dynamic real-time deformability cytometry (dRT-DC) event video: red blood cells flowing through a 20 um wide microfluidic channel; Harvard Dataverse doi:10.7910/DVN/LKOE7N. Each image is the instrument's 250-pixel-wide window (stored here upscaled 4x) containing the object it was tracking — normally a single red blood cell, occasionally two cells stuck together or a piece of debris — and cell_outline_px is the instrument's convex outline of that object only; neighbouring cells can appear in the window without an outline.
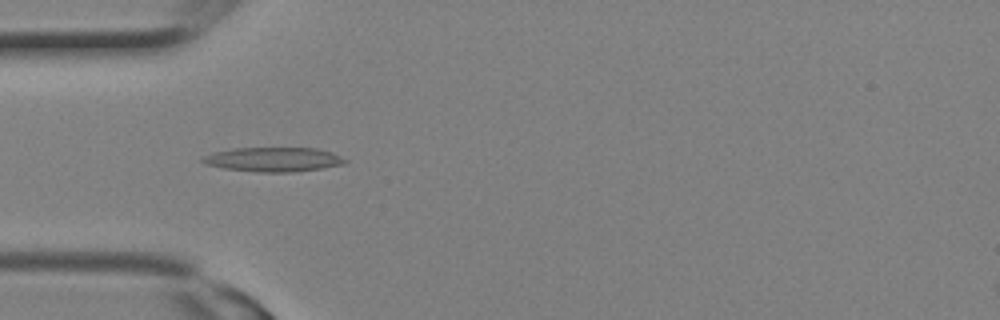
{"species": "Egyptian fruit bat (a non-hibernating species)", "species_latin": "Rousettus aegyptiacus", "temperature_condition": "room temperature", "stored_images_in_passage": 2, "camera_frame_rate_fps": 3000, "um_per_image_px": 0.085, "animal": {"sex": "female"}, "frame": {"image": 1, "passage_image": 2, "time_ms": 0.333, "image_size_px": [1000, 320], "cell_outline_px": [[348, 160], [344, 164], [320, 168], [292, 172], [260, 172], [224, 168], [204, 164], [200, 160], [204, 156], [216, 152], [232, 148], [316, 148], [332, 152]], "centroid_in_image_um": [23.24, 13.55], "position_along_channel_um": 61.8, "area_um2": 20.06}}